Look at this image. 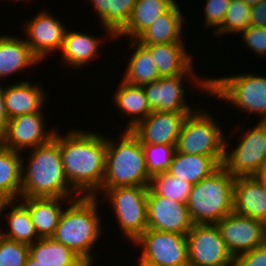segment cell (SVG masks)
Listing matches in <instances>:
<instances>
[{"label":"cell","mask_w":266,"mask_h":266,"mask_svg":"<svg viewBox=\"0 0 266 266\" xmlns=\"http://www.w3.org/2000/svg\"><path fill=\"white\" fill-rule=\"evenodd\" d=\"M4 88L0 82V137L5 133L9 121L4 103Z\"/></svg>","instance_id":"b9f144b4"},{"label":"cell","mask_w":266,"mask_h":266,"mask_svg":"<svg viewBox=\"0 0 266 266\" xmlns=\"http://www.w3.org/2000/svg\"><path fill=\"white\" fill-rule=\"evenodd\" d=\"M148 229L186 235L194 223L186 203L147 193Z\"/></svg>","instance_id":"2e32d148"},{"label":"cell","mask_w":266,"mask_h":266,"mask_svg":"<svg viewBox=\"0 0 266 266\" xmlns=\"http://www.w3.org/2000/svg\"><path fill=\"white\" fill-rule=\"evenodd\" d=\"M241 132L239 144L232 151L228 138L225 141L222 166L235 178L254 176L266 163V122H257L256 126Z\"/></svg>","instance_id":"30bf717a"},{"label":"cell","mask_w":266,"mask_h":266,"mask_svg":"<svg viewBox=\"0 0 266 266\" xmlns=\"http://www.w3.org/2000/svg\"><path fill=\"white\" fill-rule=\"evenodd\" d=\"M142 146L150 177L169 170L173 155L176 151V145L142 144Z\"/></svg>","instance_id":"836d02e7"},{"label":"cell","mask_w":266,"mask_h":266,"mask_svg":"<svg viewBox=\"0 0 266 266\" xmlns=\"http://www.w3.org/2000/svg\"><path fill=\"white\" fill-rule=\"evenodd\" d=\"M132 245L158 266H189L186 235L147 228Z\"/></svg>","instance_id":"7c38bea8"},{"label":"cell","mask_w":266,"mask_h":266,"mask_svg":"<svg viewBox=\"0 0 266 266\" xmlns=\"http://www.w3.org/2000/svg\"><path fill=\"white\" fill-rule=\"evenodd\" d=\"M138 266H158L157 264H155L154 262H151L147 259H145L144 257L142 256H138Z\"/></svg>","instance_id":"ee69618b"},{"label":"cell","mask_w":266,"mask_h":266,"mask_svg":"<svg viewBox=\"0 0 266 266\" xmlns=\"http://www.w3.org/2000/svg\"><path fill=\"white\" fill-rule=\"evenodd\" d=\"M104 41L98 36L83 31L66 30L60 54L64 65L73 69H80L101 57L100 49ZM99 55V56H98Z\"/></svg>","instance_id":"ffe728a7"},{"label":"cell","mask_w":266,"mask_h":266,"mask_svg":"<svg viewBox=\"0 0 266 266\" xmlns=\"http://www.w3.org/2000/svg\"><path fill=\"white\" fill-rule=\"evenodd\" d=\"M177 0H136L126 26L116 35L120 38L137 39L146 31L156 18L167 12ZM120 37V38H119ZM119 39V40H118Z\"/></svg>","instance_id":"4316f807"},{"label":"cell","mask_w":266,"mask_h":266,"mask_svg":"<svg viewBox=\"0 0 266 266\" xmlns=\"http://www.w3.org/2000/svg\"><path fill=\"white\" fill-rule=\"evenodd\" d=\"M233 177L222 165L210 176L192 186L187 201L194 224H216L233 212Z\"/></svg>","instance_id":"5b68a950"},{"label":"cell","mask_w":266,"mask_h":266,"mask_svg":"<svg viewBox=\"0 0 266 266\" xmlns=\"http://www.w3.org/2000/svg\"><path fill=\"white\" fill-rule=\"evenodd\" d=\"M53 139L59 144L70 187L79 196H95L102 187L105 174L106 137L95 130L73 128L64 135L58 129Z\"/></svg>","instance_id":"6da1fadb"},{"label":"cell","mask_w":266,"mask_h":266,"mask_svg":"<svg viewBox=\"0 0 266 266\" xmlns=\"http://www.w3.org/2000/svg\"><path fill=\"white\" fill-rule=\"evenodd\" d=\"M251 25L256 27H266V0L251 7Z\"/></svg>","instance_id":"60d3db41"},{"label":"cell","mask_w":266,"mask_h":266,"mask_svg":"<svg viewBox=\"0 0 266 266\" xmlns=\"http://www.w3.org/2000/svg\"><path fill=\"white\" fill-rule=\"evenodd\" d=\"M204 24L206 30L214 29L213 34L222 26L226 11L231 0H204ZM208 28V29H207Z\"/></svg>","instance_id":"d590c367"},{"label":"cell","mask_w":266,"mask_h":266,"mask_svg":"<svg viewBox=\"0 0 266 266\" xmlns=\"http://www.w3.org/2000/svg\"><path fill=\"white\" fill-rule=\"evenodd\" d=\"M241 34L244 46L255 53L257 57L266 56V27L250 25Z\"/></svg>","instance_id":"74e56055"},{"label":"cell","mask_w":266,"mask_h":266,"mask_svg":"<svg viewBox=\"0 0 266 266\" xmlns=\"http://www.w3.org/2000/svg\"><path fill=\"white\" fill-rule=\"evenodd\" d=\"M188 114L152 111L131 131L142 144L177 145L183 122Z\"/></svg>","instance_id":"e0dca14e"},{"label":"cell","mask_w":266,"mask_h":266,"mask_svg":"<svg viewBox=\"0 0 266 266\" xmlns=\"http://www.w3.org/2000/svg\"><path fill=\"white\" fill-rule=\"evenodd\" d=\"M192 184L169 174H156L150 178L148 188L156 195L187 204Z\"/></svg>","instance_id":"1f68e13d"},{"label":"cell","mask_w":266,"mask_h":266,"mask_svg":"<svg viewBox=\"0 0 266 266\" xmlns=\"http://www.w3.org/2000/svg\"><path fill=\"white\" fill-rule=\"evenodd\" d=\"M212 115L206 108L200 107L189 113L183 122L176 150L191 155L212 156L222 165L225 155V131L220 127L221 121Z\"/></svg>","instance_id":"52a82bcc"},{"label":"cell","mask_w":266,"mask_h":266,"mask_svg":"<svg viewBox=\"0 0 266 266\" xmlns=\"http://www.w3.org/2000/svg\"><path fill=\"white\" fill-rule=\"evenodd\" d=\"M41 87L40 84L30 83L26 79L5 85L4 103L8 119L44 109L48 94Z\"/></svg>","instance_id":"ac0fdd59"},{"label":"cell","mask_w":266,"mask_h":266,"mask_svg":"<svg viewBox=\"0 0 266 266\" xmlns=\"http://www.w3.org/2000/svg\"><path fill=\"white\" fill-rule=\"evenodd\" d=\"M233 211L266 224V188L253 176L235 178Z\"/></svg>","instance_id":"44dd1931"},{"label":"cell","mask_w":266,"mask_h":266,"mask_svg":"<svg viewBox=\"0 0 266 266\" xmlns=\"http://www.w3.org/2000/svg\"><path fill=\"white\" fill-rule=\"evenodd\" d=\"M189 266H231L234 257L216 224H194L186 234Z\"/></svg>","instance_id":"8fae6325"},{"label":"cell","mask_w":266,"mask_h":266,"mask_svg":"<svg viewBox=\"0 0 266 266\" xmlns=\"http://www.w3.org/2000/svg\"><path fill=\"white\" fill-rule=\"evenodd\" d=\"M44 120L43 110L9 119L5 133L0 137V143L21 153L48 143L54 138L58 128L51 127L48 131Z\"/></svg>","instance_id":"4fadbf2b"},{"label":"cell","mask_w":266,"mask_h":266,"mask_svg":"<svg viewBox=\"0 0 266 266\" xmlns=\"http://www.w3.org/2000/svg\"><path fill=\"white\" fill-rule=\"evenodd\" d=\"M250 14L251 7L243 0H231L222 26L212 36L220 38L225 34L242 33L251 25Z\"/></svg>","instance_id":"d6a6232c"},{"label":"cell","mask_w":266,"mask_h":266,"mask_svg":"<svg viewBox=\"0 0 266 266\" xmlns=\"http://www.w3.org/2000/svg\"><path fill=\"white\" fill-rule=\"evenodd\" d=\"M112 98L120 115L130 118L125 130H132L153 111L150 108L143 86L131 85L122 79Z\"/></svg>","instance_id":"484cf974"},{"label":"cell","mask_w":266,"mask_h":266,"mask_svg":"<svg viewBox=\"0 0 266 266\" xmlns=\"http://www.w3.org/2000/svg\"><path fill=\"white\" fill-rule=\"evenodd\" d=\"M253 177L266 188V163L259 168Z\"/></svg>","instance_id":"7bdbcfd3"},{"label":"cell","mask_w":266,"mask_h":266,"mask_svg":"<svg viewBox=\"0 0 266 266\" xmlns=\"http://www.w3.org/2000/svg\"><path fill=\"white\" fill-rule=\"evenodd\" d=\"M96 15H98L99 21L101 22V27L104 29V34L106 36V40L110 41L113 39L116 40V36L111 32V0H88Z\"/></svg>","instance_id":"f35d334b"},{"label":"cell","mask_w":266,"mask_h":266,"mask_svg":"<svg viewBox=\"0 0 266 266\" xmlns=\"http://www.w3.org/2000/svg\"><path fill=\"white\" fill-rule=\"evenodd\" d=\"M22 153L0 143V200H19L22 189Z\"/></svg>","instance_id":"f546056e"},{"label":"cell","mask_w":266,"mask_h":266,"mask_svg":"<svg viewBox=\"0 0 266 266\" xmlns=\"http://www.w3.org/2000/svg\"><path fill=\"white\" fill-rule=\"evenodd\" d=\"M216 225L234 258L266 243V224L260 220L233 211Z\"/></svg>","instance_id":"9a60e30c"},{"label":"cell","mask_w":266,"mask_h":266,"mask_svg":"<svg viewBox=\"0 0 266 266\" xmlns=\"http://www.w3.org/2000/svg\"><path fill=\"white\" fill-rule=\"evenodd\" d=\"M10 1H11V2H12V1L15 2V0H10ZM17 1H22V0H16V2H17ZM24 1H25V0H24Z\"/></svg>","instance_id":"7dc6e473"},{"label":"cell","mask_w":266,"mask_h":266,"mask_svg":"<svg viewBox=\"0 0 266 266\" xmlns=\"http://www.w3.org/2000/svg\"><path fill=\"white\" fill-rule=\"evenodd\" d=\"M148 186H127L107 189L101 203H108L124 239L134 243L148 228ZM107 200V201H106Z\"/></svg>","instance_id":"ba28073f"},{"label":"cell","mask_w":266,"mask_h":266,"mask_svg":"<svg viewBox=\"0 0 266 266\" xmlns=\"http://www.w3.org/2000/svg\"><path fill=\"white\" fill-rule=\"evenodd\" d=\"M0 220L1 225L7 223L6 230L3 228L4 225L0 227V235L6 239L27 245H31L40 239L28 209L18 200L1 201Z\"/></svg>","instance_id":"d6986e66"},{"label":"cell","mask_w":266,"mask_h":266,"mask_svg":"<svg viewBox=\"0 0 266 266\" xmlns=\"http://www.w3.org/2000/svg\"><path fill=\"white\" fill-rule=\"evenodd\" d=\"M235 266H266V243L237 255L234 258Z\"/></svg>","instance_id":"ab89813d"},{"label":"cell","mask_w":266,"mask_h":266,"mask_svg":"<svg viewBox=\"0 0 266 266\" xmlns=\"http://www.w3.org/2000/svg\"><path fill=\"white\" fill-rule=\"evenodd\" d=\"M38 63L41 61L32 53L24 38L0 34V80Z\"/></svg>","instance_id":"d4e9b609"},{"label":"cell","mask_w":266,"mask_h":266,"mask_svg":"<svg viewBox=\"0 0 266 266\" xmlns=\"http://www.w3.org/2000/svg\"><path fill=\"white\" fill-rule=\"evenodd\" d=\"M240 73L210 77V95L225 101L240 113H253L266 122V76Z\"/></svg>","instance_id":"8992f818"},{"label":"cell","mask_w":266,"mask_h":266,"mask_svg":"<svg viewBox=\"0 0 266 266\" xmlns=\"http://www.w3.org/2000/svg\"><path fill=\"white\" fill-rule=\"evenodd\" d=\"M106 136V162L102 187L95 195L103 194L107 189L127 186H148V174L145 153L139 138L131 130H123L119 141Z\"/></svg>","instance_id":"277c9868"},{"label":"cell","mask_w":266,"mask_h":266,"mask_svg":"<svg viewBox=\"0 0 266 266\" xmlns=\"http://www.w3.org/2000/svg\"><path fill=\"white\" fill-rule=\"evenodd\" d=\"M61 21L42 8L34 17L29 18V21L24 22L22 29L25 33L23 36H26L24 39L40 61L61 50L67 30Z\"/></svg>","instance_id":"5bb4252c"},{"label":"cell","mask_w":266,"mask_h":266,"mask_svg":"<svg viewBox=\"0 0 266 266\" xmlns=\"http://www.w3.org/2000/svg\"><path fill=\"white\" fill-rule=\"evenodd\" d=\"M24 266H46V265H40L38 264V261L33 259L30 255L28 256V259L26 261V264Z\"/></svg>","instance_id":"f6af8a7d"},{"label":"cell","mask_w":266,"mask_h":266,"mask_svg":"<svg viewBox=\"0 0 266 266\" xmlns=\"http://www.w3.org/2000/svg\"><path fill=\"white\" fill-rule=\"evenodd\" d=\"M185 81L194 84L193 89L197 86L200 92L207 93L206 97L210 94V76L207 78L198 75L161 77L143 86L150 108L159 112L191 113L194 111L197 107H191L189 100L187 101L188 96H184L187 93L185 90L189 87V84L185 87Z\"/></svg>","instance_id":"9c48e42d"},{"label":"cell","mask_w":266,"mask_h":266,"mask_svg":"<svg viewBox=\"0 0 266 266\" xmlns=\"http://www.w3.org/2000/svg\"><path fill=\"white\" fill-rule=\"evenodd\" d=\"M185 43H163L145 45L154 58L161 77L176 75H198L195 73L193 56Z\"/></svg>","instance_id":"7402d4cb"},{"label":"cell","mask_w":266,"mask_h":266,"mask_svg":"<svg viewBox=\"0 0 266 266\" xmlns=\"http://www.w3.org/2000/svg\"><path fill=\"white\" fill-rule=\"evenodd\" d=\"M28 151L26 160L24 153L21 160V198L79 197L68 183L59 144L54 139Z\"/></svg>","instance_id":"3957f363"},{"label":"cell","mask_w":266,"mask_h":266,"mask_svg":"<svg viewBox=\"0 0 266 266\" xmlns=\"http://www.w3.org/2000/svg\"><path fill=\"white\" fill-rule=\"evenodd\" d=\"M220 166L212 156L191 155L176 150L167 172L194 185L210 176Z\"/></svg>","instance_id":"f1b7e54d"},{"label":"cell","mask_w":266,"mask_h":266,"mask_svg":"<svg viewBox=\"0 0 266 266\" xmlns=\"http://www.w3.org/2000/svg\"><path fill=\"white\" fill-rule=\"evenodd\" d=\"M29 255L46 266H88L77 254L52 238H40L29 245Z\"/></svg>","instance_id":"4dcf8cb0"},{"label":"cell","mask_w":266,"mask_h":266,"mask_svg":"<svg viewBox=\"0 0 266 266\" xmlns=\"http://www.w3.org/2000/svg\"><path fill=\"white\" fill-rule=\"evenodd\" d=\"M136 0H111V32L116 36L128 23Z\"/></svg>","instance_id":"8d00e7d4"},{"label":"cell","mask_w":266,"mask_h":266,"mask_svg":"<svg viewBox=\"0 0 266 266\" xmlns=\"http://www.w3.org/2000/svg\"><path fill=\"white\" fill-rule=\"evenodd\" d=\"M72 199L75 198H20L18 201L28 209L39 238H51L64 206Z\"/></svg>","instance_id":"603a6c76"},{"label":"cell","mask_w":266,"mask_h":266,"mask_svg":"<svg viewBox=\"0 0 266 266\" xmlns=\"http://www.w3.org/2000/svg\"><path fill=\"white\" fill-rule=\"evenodd\" d=\"M178 1L164 14L155 19L152 25L136 40L142 45L163 43H185L182 37L184 30V14ZM184 40V41H182Z\"/></svg>","instance_id":"cb8c5ba5"},{"label":"cell","mask_w":266,"mask_h":266,"mask_svg":"<svg viewBox=\"0 0 266 266\" xmlns=\"http://www.w3.org/2000/svg\"><path fill=\"white\" fill-rule=\"evenodd\" d=\"M247 5H249L250 7H253L257 4H259L261 1L263 0H243Z\"/></svg>","instance_id":"bcb514c9"},{"label":"cell","mask_w":266,"mask_h":266,"mask_svg":"<svg viewBox=\"0 0 266 266\" xmlns=\"http://www.w3.org/2000/svg\"><path fill=\"white\" fill-rule=\"evenodd\" d=\"M129 46L133 48L131 57L127 60L122 80L136 85L144 86L161 78L150 50L136 39H129Z\"/></svg>","instance_id":"83f0119b"},{"label":"cell","mask_w":266,"mask_h":266,"mask_svg":"<svg viewBox=\"0 0 266 266\" xmlns=\"http://www.w3.org/2000/svg\"><path fill=\"white\" fill-rule=\"evenodd\" d=\"M28 256L29 245L0 235V266H24Z\"/></svg>","instance_id":"e575fe53"},{"label":"cell","mask_w":266,"mask_h":266,"mask_svg":"<svg viewBox=\"0 0 266 266\" xmlns=\"http://www.w3.org/2000/svg\"><path fill=\"white\" fill-rule=\"evenodd\" d=\"M100 198L79 196L65 206L54 235V241L62 243L77 254L88 266H94V247L104 234ZM100 201V203H99ZM101 217V218H100Z\"/></svg>","instance_id":"7a4b0ae2"}]
</instances>
